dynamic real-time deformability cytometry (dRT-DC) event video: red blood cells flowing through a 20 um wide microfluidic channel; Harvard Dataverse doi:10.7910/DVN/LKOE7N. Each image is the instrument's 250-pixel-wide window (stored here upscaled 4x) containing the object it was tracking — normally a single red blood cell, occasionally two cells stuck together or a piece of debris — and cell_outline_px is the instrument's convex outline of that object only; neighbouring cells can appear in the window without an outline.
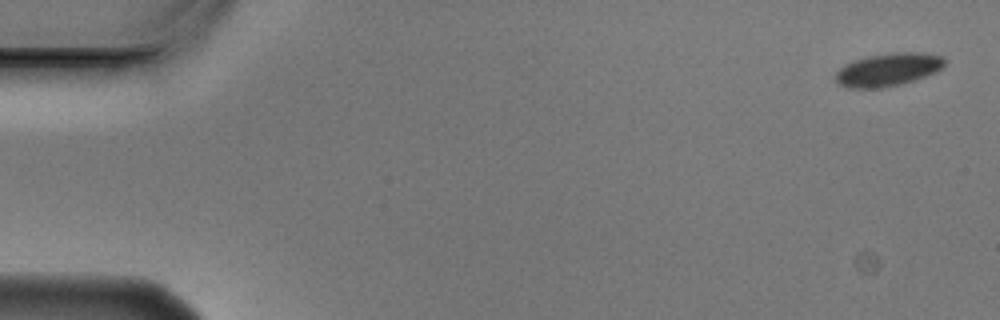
{"species": "Egyptian fruit bat (a non-hibernating species)", "species_latin": "Rousettus aegyptiacus", "temperature_condition": "cold", "stored_images_in_passage": 5, "camera_frame_rate_fps": 3000, "um_per_image_px": 0.085, "animal": {"sex": "male"}, "frame": {"image": 1, "passage_image": 1, "time_ms": 0.0, "image_size_px": [1000, 320], "cell_outline_px": [[944, 64], [936, 72], [900, 84], [880, 88], [848, 88], [840, 84], [836, 80], [836, 72], [844, 64], [868, 56], [888, 52], [924, 52], [944, 56]], "centroid_in_image_um": [75.49, 5.9], "position_along_channel_um": 9.5, "area_um2": 20.87}}